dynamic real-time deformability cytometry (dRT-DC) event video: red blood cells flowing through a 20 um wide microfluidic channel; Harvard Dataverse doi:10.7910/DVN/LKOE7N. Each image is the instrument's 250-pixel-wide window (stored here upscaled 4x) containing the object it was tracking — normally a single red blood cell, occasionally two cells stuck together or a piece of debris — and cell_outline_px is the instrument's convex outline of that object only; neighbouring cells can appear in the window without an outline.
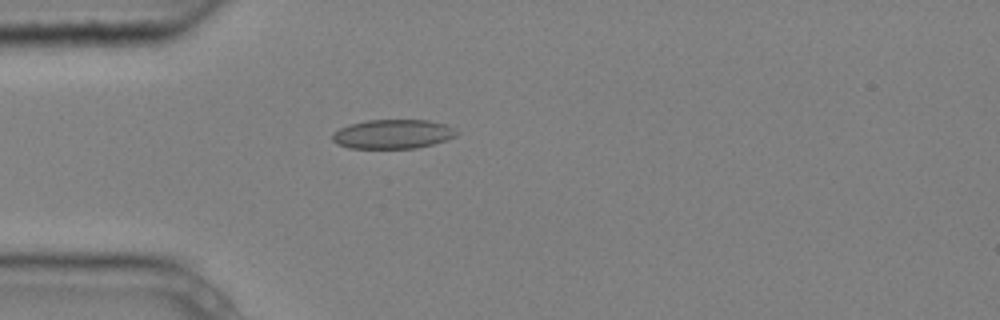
{"species": "common noctule bat (a hibernating species)", "species_latin": "Nyctalus noctula", "temperature_condition": "cold", "stored_images_in_passage": 1, "camera_frame_rate_fps": 3000, "um_per_image_px": 0.085, "animal": {"sex": "male", "body_mass_g": 20.4}, "frame": {"image": 1, "passage_image": 1, "time_ms": 0.0, "image_size_px": [1000, 320], "cell_outline_px": [[460, 132], [456, 136], [448, 140], [416, 148], [348, 148], [336, 144], [332, 140], [332, 132], [348, 124], [368, 120], [428, 120], [448, 124], [456, 128]], "centroid_in_image_um": [33.42, 11.39], "position_along_channel_um": 51.6, "area_um2": 21.5}}